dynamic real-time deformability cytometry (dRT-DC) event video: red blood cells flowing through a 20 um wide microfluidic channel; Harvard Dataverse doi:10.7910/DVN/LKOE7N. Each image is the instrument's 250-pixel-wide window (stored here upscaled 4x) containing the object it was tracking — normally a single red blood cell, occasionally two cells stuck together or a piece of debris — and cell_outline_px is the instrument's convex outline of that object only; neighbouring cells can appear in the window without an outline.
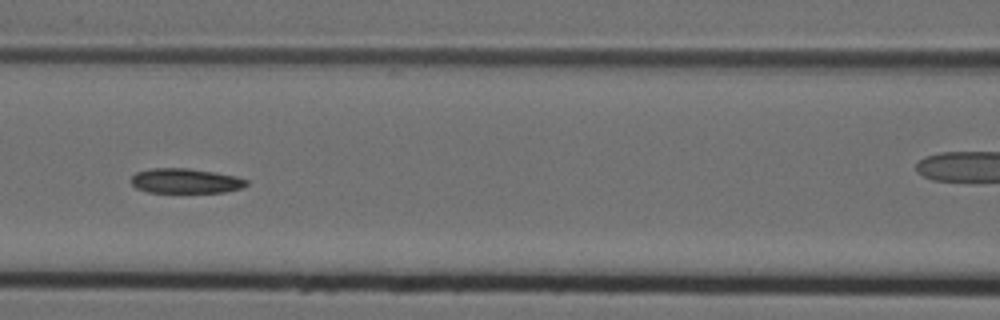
{"species": "Egyptian fruit bat (a non-hibernating species)", "species_latin": "Rousettus aegyptiacus", "temperature_condition": "cold", "stored_images_in_passage": 8, "camera_frame_rate_fps": 3000, "um_per_image_px": 0.085, "animal": {"sex": "female"}, "frame": {"image": 1, "passage_image": 6, "time_ms": 1.667, "image_size_px": [1000, 320], "cell_outline_px": [[248, 184], [244, 188], [224, 192], [148, 192], [136, 188], [132, 184], [132, 176], [136, 172], [152, 168], [188, 168], [216, 172], [236, 176], [248, 180]], "centroid_in_image_um": [15.8, 15.37], "position_along_channel_um": 150.8, "area_um2": 16.76}}